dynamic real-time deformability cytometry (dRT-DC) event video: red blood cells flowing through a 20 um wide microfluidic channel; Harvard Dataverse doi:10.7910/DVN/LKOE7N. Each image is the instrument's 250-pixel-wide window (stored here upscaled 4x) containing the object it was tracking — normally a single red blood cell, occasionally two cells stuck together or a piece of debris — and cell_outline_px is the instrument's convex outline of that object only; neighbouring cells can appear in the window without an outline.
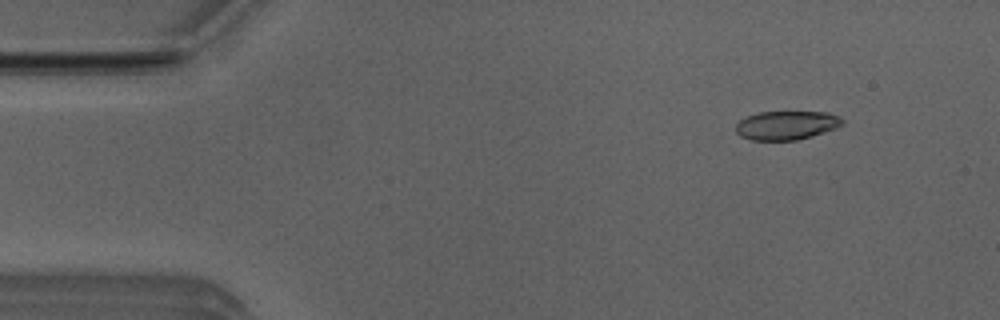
{"species": "Egyptian fruit bat (a non-hibernating species)", "species_latin": "Rousettus aegyptiacus", "temperature_condition": "room temperature", "stored_images_in_passage": 5, "camera_frame_rate_fps": 3000, "um_per_image_px": 0.085, "animal": {"sex": "male"}, "frame": {"image": 1, "passage_image": 2, "time_ms": 0.333, "image_size_px": [1000, 320], "cell_outline_px": [[844, 124], [836, 128], [812, 136], [796, 140], [752, 140], [740, 136], [736, 132], [736, 124], [740, 120], [748, 116], [760, 112], [828, 112], [840, 116], [844, 120]], "centroid_in_image_um": [66.88, 10.65], "position_along_channel_um": 18.1, "area_um2": 17.92}}